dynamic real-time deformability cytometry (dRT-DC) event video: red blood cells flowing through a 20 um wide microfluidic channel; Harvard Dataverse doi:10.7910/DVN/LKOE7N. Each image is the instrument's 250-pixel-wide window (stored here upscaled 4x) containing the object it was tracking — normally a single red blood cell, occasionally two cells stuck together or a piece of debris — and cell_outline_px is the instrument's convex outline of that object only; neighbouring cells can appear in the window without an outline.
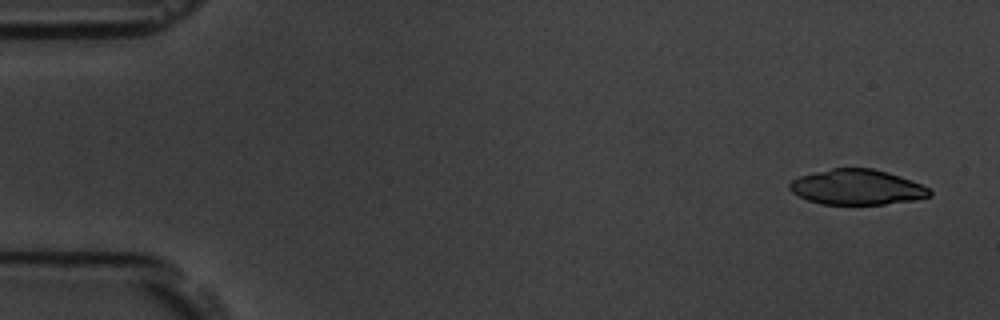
{"species": "common noctule bat (a hibernating species)", "species_latin": "Nyctalus noctula", "temperature_condition": "room temperature", "stored_images_in_passage": 8, "camera_frame_rate_fps": 3000, "um_per_image_px": 0.085, "animal": {"sex": "male", "body_mass_g": 19.5, "forearm_length_mm": 54.6}, "frame": {"image": 1, "passage_image": 1, "time_ms": 0.0, "image_size_px": [1000, 320], "cell_outline_px": [[932, 196], [916, 200], [884, 204], [820, 204], [808, 200], [792, 192], [788, 188], [788, 184], [792, 180], [800, 176], [832, 168], [872, 168], [888, 172], [912, 180], [928, 188], [932, 192]], "centroid_in_image_um": [72.86, 15.91], "position_along_channel_um": 12.1, "area_um2": 28.78}}